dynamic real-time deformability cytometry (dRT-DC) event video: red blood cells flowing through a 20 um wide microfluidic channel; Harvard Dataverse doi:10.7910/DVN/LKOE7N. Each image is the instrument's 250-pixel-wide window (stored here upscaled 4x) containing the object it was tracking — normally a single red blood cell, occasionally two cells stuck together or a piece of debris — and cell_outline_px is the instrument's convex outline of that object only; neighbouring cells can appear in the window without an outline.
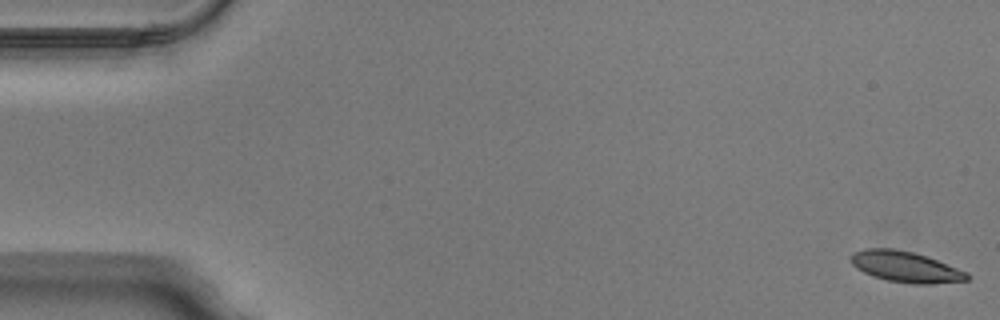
{"species": "Egyptian fruit bat (a non-hibernating species)", "species_latin": "Rousettus aegyptiacus", "temperature_condition": "warm", "stored_images_in_passage": 15, "camera_frame_rate_fps": 3000, "um_per_image_px": 0.085, "animal": {"sex": "male"}, "frame": {"image": 1, "passage_image": 1, "time_ms": 0.0, "image_size_px": [1000, 320], "cell_outline_px": [[968, 280], [932, 284], [912, 284], [888, 280], [872, 276], [856, 268], [852, 264], [852, 252], [864, 248], [892, 248], [912, 252], [928, 256], [968, 272]], "centroid_in_image_um": [76.98, 22.67], "position_along_channel_um": 8.0, "area_um2": 20.92}}
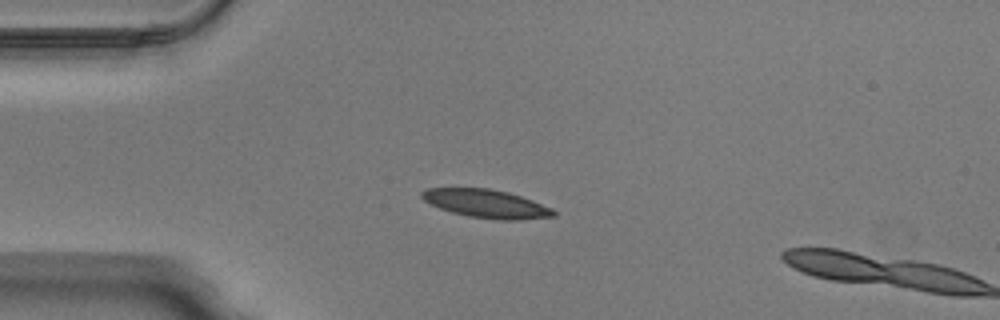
{"frame": {"image": 2, "passage_image": 13, "time_ms": 4.0, "image_size_px": [1000, 320], "cell_outline_px": [[556, 216], [520, 220], [500, 220], [468, 216], [452, 212], [440, 208], [424, 200], [420, 196], [420, 192], [428, 188], [488, 188], [508, 192], [532, 200], [552, 208], [556, 212]], "centroid_in_image_um": [41.35, 17.31], "position_along_channel_um": 43.7, "area_um2": 21.68}}